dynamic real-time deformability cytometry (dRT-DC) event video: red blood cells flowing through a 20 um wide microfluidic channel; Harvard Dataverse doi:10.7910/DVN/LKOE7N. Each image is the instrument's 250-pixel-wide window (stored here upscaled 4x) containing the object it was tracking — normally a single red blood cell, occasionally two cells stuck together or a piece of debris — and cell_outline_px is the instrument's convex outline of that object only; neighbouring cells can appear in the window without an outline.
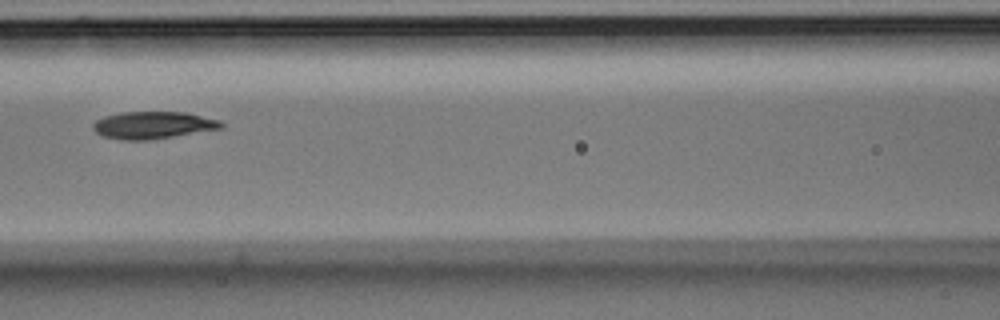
{"species": "Egyptian fruit bat (a non-hibernating species)", "species_latin": "Rousettus aegyptiacus", "temperature_condition": "room temperature", "stored_images_in_passage": 5, "camera_frame_rate_fps": 3000, "um_per_image_px": 0.085, "animal": {"sex": "male"}, "frame": {"image": 1, "passage_image": 4, "time_ms": 1.0, "image_size_px": [1000, 320], "cell_outline_px": [[224, 128], [152, 140], [120, 140], [104, 136], [96, 132], [92, 128], [92, 124], [96, 120], [104, 116], [124, 112], [184, 112], [220, 120], [224, 124]], "centroid_in_image_um": [13.02, 10.64], "position_along_channel_um": 153.6, "area_um2": 20.46}}
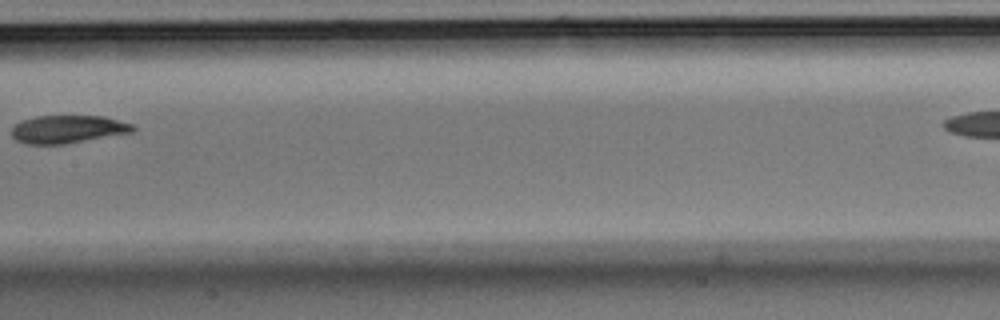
{"frame": {"image": 2, "passage_image": 5, "time_ms": 1.333, "image_size_px": [1000, 320], "cell_outline_px": [[136, 128], [132, 132], [64, 144], [24, 144], [16, 140], [12, 136], [12, 128], [20, 120], [36, 116], [104, 116], [132, 124]], "centroid_in_image_um": [5.73, 10.98], "position_along_channel_um": 201.7, "area_um2": 19.65}}